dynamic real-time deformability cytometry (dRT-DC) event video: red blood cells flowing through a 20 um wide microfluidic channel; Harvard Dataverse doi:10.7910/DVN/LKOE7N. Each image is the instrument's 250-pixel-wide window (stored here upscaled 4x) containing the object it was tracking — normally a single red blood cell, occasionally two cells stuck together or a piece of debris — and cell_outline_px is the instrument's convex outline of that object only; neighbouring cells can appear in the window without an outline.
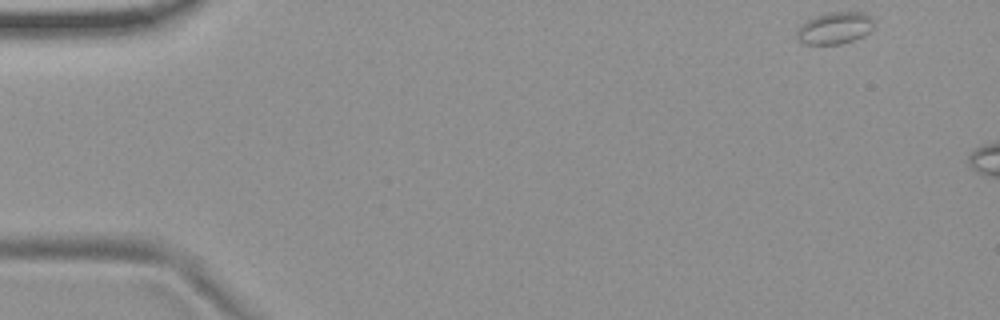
{"species": "common noctule bat (a hibernating species)", "species_latin": "Nyctalus noctula", "temperature_condition": "room temperature", "stored_images_in_passage": 3, "camera_frame_rate_fps": 3000, "um_per_image_px": 0.085, "animal": {"sex": "female", "body_mass_g": 19.9}, "frame": {"image": 1, "passage_image": 1, "time_ms": 0.0, "image_size_px": [1000, 320], "cell_outline_px": [[872, 28], [864, 36], [840, 44], [804, 44], [796, 36], [796, 28], [800, 24], [816, 16], [832, 12], [864, 12], [872, 16]], "centroid_in_image_um": [70.94, 2.38], "position_along_channel_um": 14.1, "area_um2": 14.28}}